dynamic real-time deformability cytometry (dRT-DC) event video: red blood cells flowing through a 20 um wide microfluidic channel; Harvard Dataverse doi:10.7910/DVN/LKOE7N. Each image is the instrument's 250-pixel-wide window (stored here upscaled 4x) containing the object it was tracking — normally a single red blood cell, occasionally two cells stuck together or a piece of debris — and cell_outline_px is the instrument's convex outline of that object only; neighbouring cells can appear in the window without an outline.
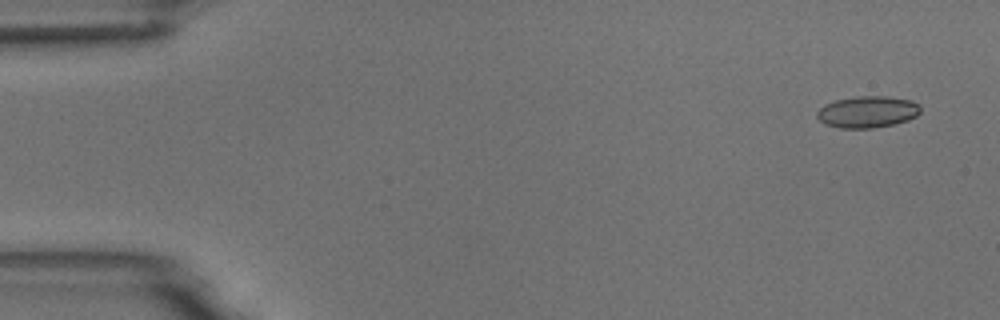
{"species": "common noctule bat (a hibernating species)", "species_latin": "Nyctalus noctula", "temperature_condition": "room temperature", "stored_images_in_passage": 6, "camera_frame_rate_fps": 3000, "um_per_image_px": 0.085, "animal": {"sex": "male", "body_mass_g": 18.8}, "frame": {"image": 1, "passage_image": 1, "time_ms": 0.0, "image_size_px": [1000, 320], "cell_outline_px": [[920, 112], [916, 116], [908, 120], [892, 124], [872, 128], [840, 128], [824, 124], [816, 116], [816, 112], [824, 104], [836, 100], [856, 96], [884, 96], [912, 100], [920, 104]], "centroid_in_image_um": [73.73, 9.5], "position_along_channel_um": 11.3, "area_um2": 19.13}}
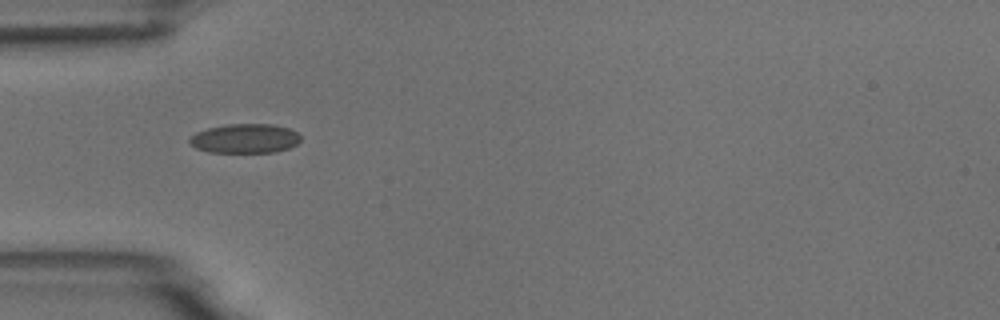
{"frame": {"image": 2, "passage_image": 5, "time_ms": 4.667, "image_size_px": [1000, 320], "cell_outline_px": [[300, 140], [296, 144], [288, 148], [276, 152], [208, 152], [196, 148], [188, 140], [196, 132], [208, 128], [228, 124], [272, 124], [288, 128], [296, 132], [300, 136]], "centroid_in_image_um": [20.82, 11.77], "position_along_channel_um": 64.2, "area_um2": 18.84}}